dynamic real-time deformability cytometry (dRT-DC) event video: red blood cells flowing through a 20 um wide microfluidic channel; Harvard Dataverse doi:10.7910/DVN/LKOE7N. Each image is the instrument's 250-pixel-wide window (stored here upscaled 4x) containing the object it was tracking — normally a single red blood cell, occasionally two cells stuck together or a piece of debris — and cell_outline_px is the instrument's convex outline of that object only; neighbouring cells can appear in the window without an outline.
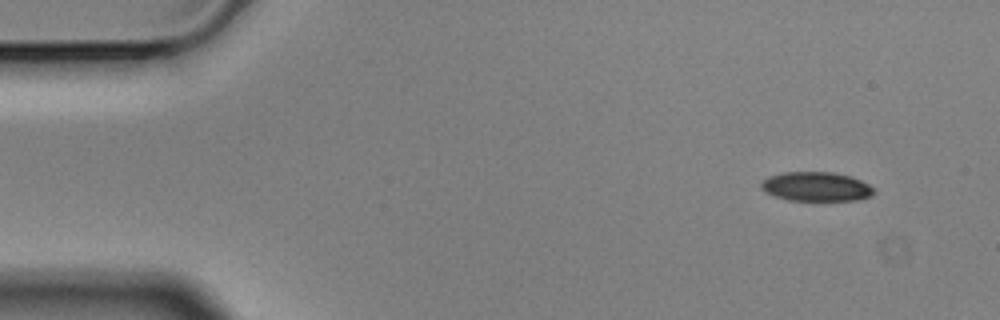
{"species": "Egyptian fruit bat (a non-hibernating species)", "species_latin": "Rousettus aegyptiacus", "temperature_condition": "cold", "stored_images_in_passage": 4, "camera_frame_rate_fps": 3000, "um_per_image_px": 0.085, "animal": {"sex": "male"}, "frame": {"image": 1, "passage_image": 1, "time_ms": 0.0, "image_size_px": [1000, 320], "cell_outline_px": [[876, 192], [872, 196], [856, 200], [788, 200], [764, 192], [760, 188], [760, 184], [768, 176], [784, 172], [832, 172], [852, 176], [868, 184]], "centroid_in_image_um": [69.37, 15.85], "position_along_channel_um": 15.6, "area_um2": 19.25}}
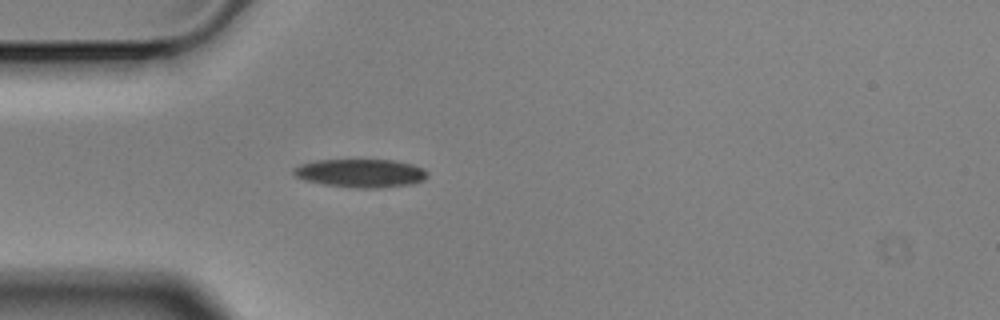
{"frame": {"image": 2, "passage_image": 4, "time_ms": 1.0, "image_size_px": [1000, 320], "cell_outline_px": [[428, 176], [424, 180], [408, 184], [376, 188], [356, 188], [324, 184], [304, 180], [296, 176], [292, 172], [292, 168], [300, 164], [316, 160], [392, 160], [412, 164], [424, 168], [428, 172]], "centroid_in_image_um": [30.64, 14.71], "position_along_channel_um": 54.4, "area_um2": 22.08}}